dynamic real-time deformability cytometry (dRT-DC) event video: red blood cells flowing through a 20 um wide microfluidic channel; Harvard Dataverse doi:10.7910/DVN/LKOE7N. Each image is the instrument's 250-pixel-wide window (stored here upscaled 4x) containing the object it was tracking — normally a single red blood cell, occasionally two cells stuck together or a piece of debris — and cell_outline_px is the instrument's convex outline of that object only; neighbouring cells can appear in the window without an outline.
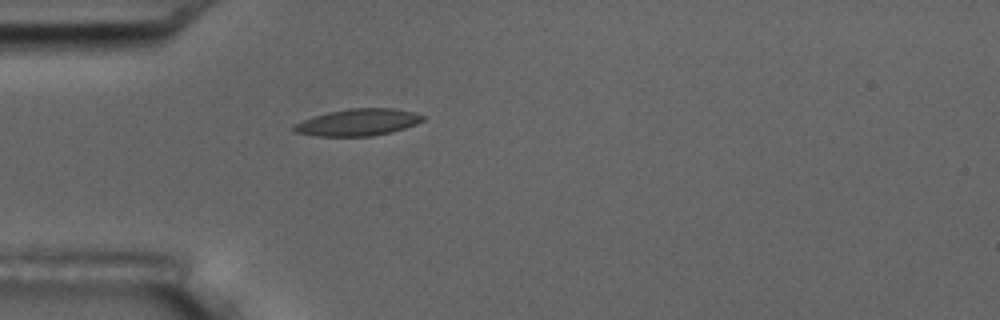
{"species": "common noctule bat (a hibernating species)", "species_latin": "Nyctalus noctula", "temperature_condition": "room temperature", "stored_images_in_passage": 1, "camera_frame_rate_fps": 3000, "um_per_image_px": 0.085, "animal": {"sex": "male", "body_mass_g": 17.5, "forearm_length_mm": 52.3}, "frame": {"image": 1, "passage_image": 1, "time_ms": 0.0, "image_size_px": [1000, 320], "cell_outline_px": [[424, 120], [416, 124], [392, 132], [372, 136], [316, 136], [296, 132], [292, 128], [292, 124], [328, 112], [348, 108], [392, 108], [412, 112], [424, 116]], "centroid_in_image_um": [30.42, 10.4], "position_along_channel_um": 54.6, "area_um2": 20.06}}